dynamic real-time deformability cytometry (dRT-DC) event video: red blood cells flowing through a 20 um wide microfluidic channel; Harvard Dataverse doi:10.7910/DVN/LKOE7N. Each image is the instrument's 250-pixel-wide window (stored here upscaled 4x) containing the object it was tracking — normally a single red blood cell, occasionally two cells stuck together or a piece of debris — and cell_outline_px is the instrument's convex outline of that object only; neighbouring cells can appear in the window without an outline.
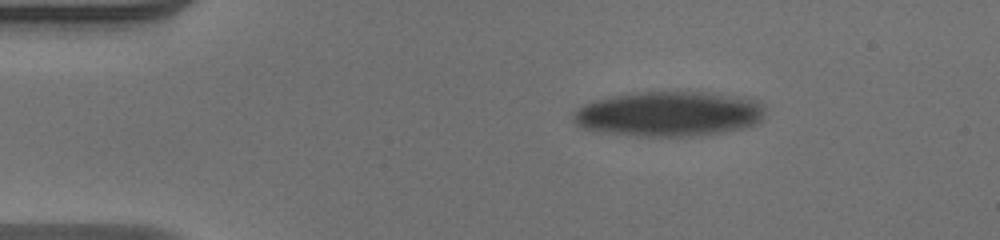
{"species": "human", "species_latin": "Homo sapiens", "temperature_condition": "warm", "stored_images_in_passage": 22, "camera_frame_rate_fps": 3000, "um_per_image_px": 0.085, "donor": {"sex": "male"}, "frame": {"image": 1, "passage_image": 1, "time_ms": 0.0, "image_size_px": [1000, 240], "cell_outline_px": [[764, 120], [748, 128], [700, 136], [636, 136], [592, 132], [580, 128], [572, 120], [572, 112], [576, 108], [592, 100], [612, 96], [636, 92], [712, 92], [756, 100], [764, 104]], "centroid_in_image_um": [56.83, 9.7], "position_along_channel_um": 28.2, "area_um2": 51.44}}
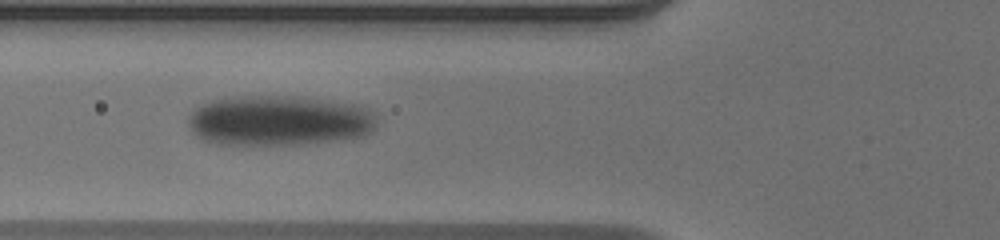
{"frame": {"image": 2, "passage_image": 15, "time_ms": 4.667, "image_size_px": [1000, 240], "cell_outline_px": [[376, 128], [372, 132], [364, 136], [300, 144], [216, 144], [204, 140], [192, 132], [188, 124], [188, 116], [196, 108], [212, 100], [244, 96], [292, 96], [332, 100], [360, 104], [368, 108], [376, 116]], "centroid_in_image_um": [23.77, 10.24], "position_along_channel_um": 102.0, "area_um2": 55.43}}
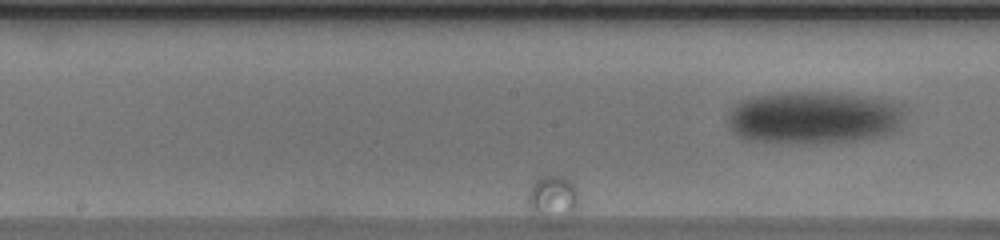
{"frame": {"image": 3, "passage_image": 22, "time_ms": 7.0, "image_size_px": [1000, 240], "cell_outline_px": [[904, 104], [900, 128], [884, 136], [856, 140], [808, 144], [800, 144], [744, 140], [732, 132], [728, 128], [728, 108], [732, 104], [740, 100], [752, 96], [784, 92], [824, 92], [860, 96], [892, 100]], "centroid_in_image_um": [69.12, 10.0], "position_along_channel_um": 179.1, "area_um2": 55.37}}